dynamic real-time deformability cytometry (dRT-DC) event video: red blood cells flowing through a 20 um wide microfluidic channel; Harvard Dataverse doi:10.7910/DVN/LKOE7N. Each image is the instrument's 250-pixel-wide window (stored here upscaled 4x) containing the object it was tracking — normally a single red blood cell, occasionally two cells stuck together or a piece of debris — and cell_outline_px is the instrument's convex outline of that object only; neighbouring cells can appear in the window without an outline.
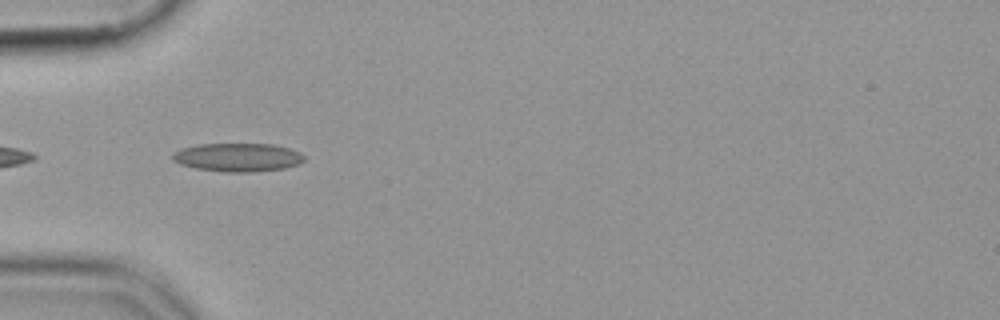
{"species": "common noctule bat (a hibernating species)", "species_latin": "Nyctalus noctula", "temperature_condition": "cold", "stored_images_in_passage": 6, "camera_frame_rate_fps": 3000, "um_per_image_px": 0.085, "animal": {"sex": "female", "body_mass_g": 19.9}, "frame": {"image": 1, "passage_image": 2, "time_ms": 0.333, "image_size_px": [1000, 320], "cell_outline_px": [[304, 160], [300, 164], [284, 168], [252, 172], [224, 172], [196, 168], [180, 164], [172, 160], [172, 152], [180, 148], [196, 144], [272, 144], [288, 148], [300, 152], [304, 156]], "centroid_in_image_um": [20.18, 13.37], "position_along_channel_um": 64.8, "area_um2": 21.96}}
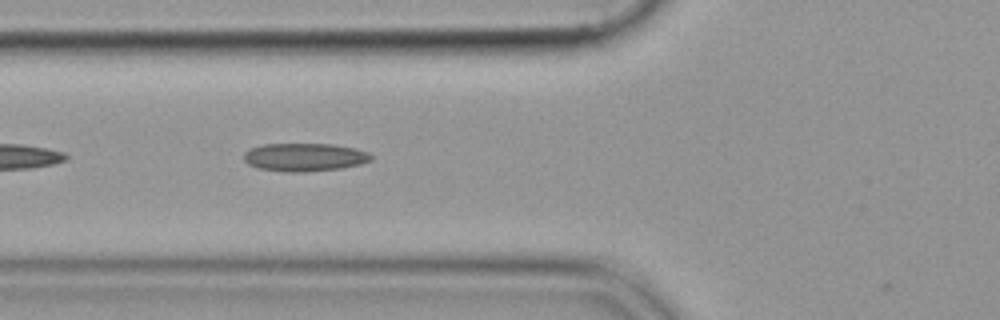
{"frame": {"image": 2, "passage_image": 5, "time_ms": 1.333, "image_size_px": [1000, 320], "cell_outline_px": [[372, 160], [360, 164], [340, 168], [304, 172], [284, 172], [256, 168], [248, 164], [244, 160], [244, 152], [252, 148], [264, 144], [332, 144], [356, 148], [368, 152], [372, 156]], "centroid_in_image_um": [25.88, 13.36], "position_along_channel_um": 99.9, "area_um2": 20.92}}